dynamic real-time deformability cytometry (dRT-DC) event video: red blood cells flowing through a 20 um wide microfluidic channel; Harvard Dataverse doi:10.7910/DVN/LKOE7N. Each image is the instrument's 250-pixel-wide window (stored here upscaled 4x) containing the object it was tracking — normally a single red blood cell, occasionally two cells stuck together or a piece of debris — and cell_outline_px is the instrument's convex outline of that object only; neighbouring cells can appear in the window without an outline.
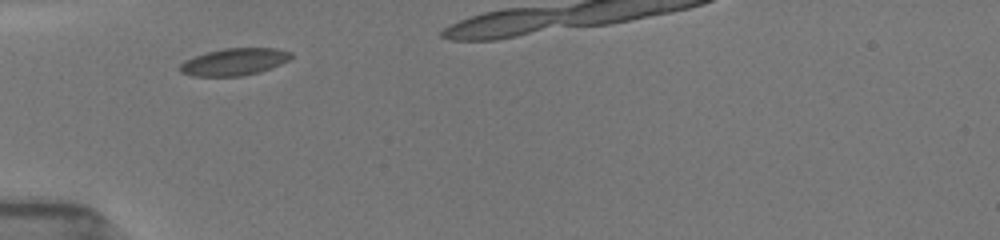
{"species": "common noctule bat (a hibernating species)", "species_latin": "Nyctalus noctula", "temperature_condition": "room temperature", "stored_images_in_passage": 5, "camera_frame_rate_fps": 3000, "um_per_image_px": 0.085, "animal": {"sex": "female", "body_mass_g": 19.5, "forearm_length_mm": 54.1}, "frame": {"image": 1, "passage_image": 1, "time_ms": 0.0, "image_size_px": [1000, 240], "cell_outline_px": [[292, 56], [288, 60], [280, 64], [260, 72], [240, 76], [192, 76], [180, 72], [180, 64], [184, 60], [208, 52], [224, 48], [276, 48], [292, 52]], "centroid_in_image_um": [19.91, 5.25], "position_along_channel_um": 65.1, "area_um2": 17.46}}
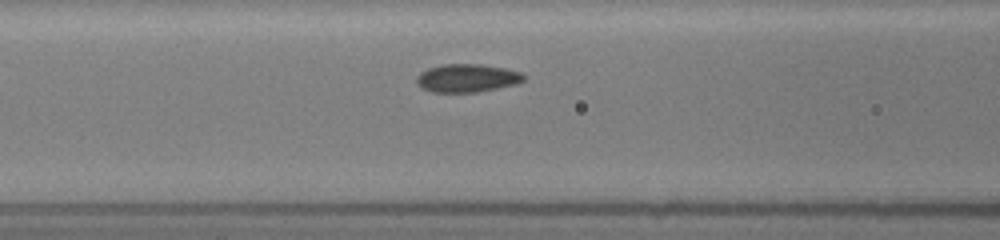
{"frame": {"image": 2, "passage_image": 4, "time_ms": 1.667, "image_size_px": [1000, 240], "cell_outline_px": [[528, 76], [524, 80], [516, 84], [476, 92], [432, 92], [420, 88], [416, 84], [416, 76], [420, 72], [428, 68], [444, 64], [480, 64], [504, 68], [520, 72]], "centroid_in_image_um": [39.67, 6.64], "position_along_channel_um": 126.9, "area_um2": 17.69}}